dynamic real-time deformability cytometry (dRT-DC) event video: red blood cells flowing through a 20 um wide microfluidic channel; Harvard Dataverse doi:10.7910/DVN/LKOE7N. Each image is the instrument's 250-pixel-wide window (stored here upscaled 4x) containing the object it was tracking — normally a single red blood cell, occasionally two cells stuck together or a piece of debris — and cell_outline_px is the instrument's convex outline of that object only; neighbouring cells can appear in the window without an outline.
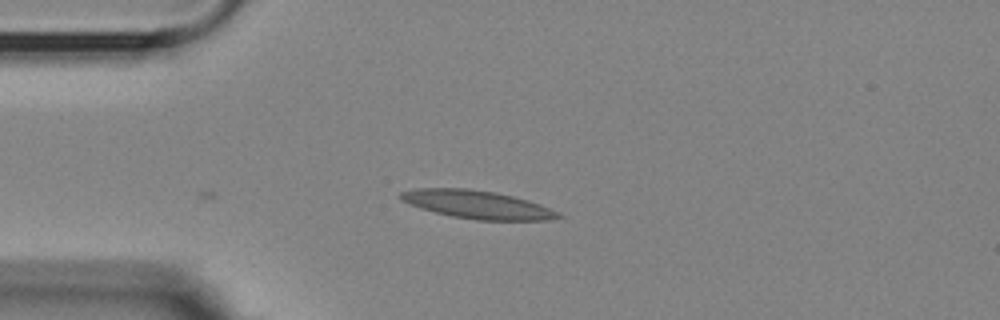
{"species": "Egyptian fruit bat (a non-hibernating species)", "species_latin": "Rousettus aegyptiacus", "temperature_condition": "room temperature", "stored_images_in_passage": 2, "camera_frame_rate_fps": 3000, "um_per_image_px": 0.085, "animal": {"sex": "female"}, "frame": {"image": 1, "passage_image": 2, "time_ms": 0.333, "image_size_px": [1000, 320], "cell_outline_px": [[564, 216], [544, 220], [476, 220], [452, 216], [420, 208], [400, 200], [400, 192], [416, 188], [468, 188], [496, 192], [528, 200], [540, 204], [560, 212]], "centroid_in_image_um": [40.57, 17.38], "position_along_channel_um": 44.4, "area_um2": 25.78}}